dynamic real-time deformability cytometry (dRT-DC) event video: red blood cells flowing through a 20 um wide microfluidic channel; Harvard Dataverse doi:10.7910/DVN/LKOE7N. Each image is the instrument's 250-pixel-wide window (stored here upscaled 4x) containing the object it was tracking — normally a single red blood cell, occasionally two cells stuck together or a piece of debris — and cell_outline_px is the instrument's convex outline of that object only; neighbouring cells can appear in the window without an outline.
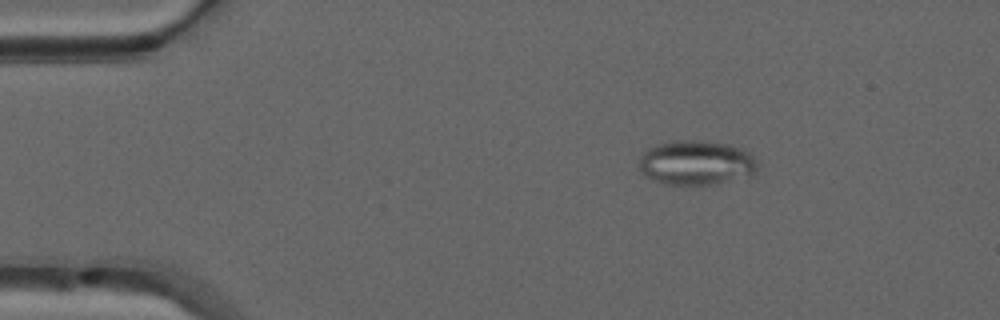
{"species": "common noctule bat (a hibernating species)", "species_latin": "Nyctalus noctula", "temperature_condition": "warm", "stored_images_in_passage": 50, "camera_frame_rate_fps": 3000, "um_per_image_px": 0.085, "animal": {"sex": "male", "forearm_length_mm": 52.5}, "frame": {"image": 1, "passage_image": 8, "time_ms": 2.333, "image_size_px": [1000, 320], "cell_outline_px": [[756, 168], [748, 176], [716, 184], [684, 188], [668, 184], [644, 176], [640, 172], [640, 156], [648, 148], [656, 144], [676, 140], [692, 140], [728, 144], [740, 148], [748, 152], [756, 160]], "centroid_in_image_um": [59.13, 13.87], "position_along_channel_um": 25.9, "area_um2": 31.1}, "authors_computed_cell_mechanics": {"area_um2": 23.9292, "velocity_mm_per_s": 4.05, "shape_relaxation_time_tau1_ms": null, "shape_relaxation_time_tau2_ms": 1.4409, "deformation_change_tau1": null, "deformation_change_tau2": 0.0936}}